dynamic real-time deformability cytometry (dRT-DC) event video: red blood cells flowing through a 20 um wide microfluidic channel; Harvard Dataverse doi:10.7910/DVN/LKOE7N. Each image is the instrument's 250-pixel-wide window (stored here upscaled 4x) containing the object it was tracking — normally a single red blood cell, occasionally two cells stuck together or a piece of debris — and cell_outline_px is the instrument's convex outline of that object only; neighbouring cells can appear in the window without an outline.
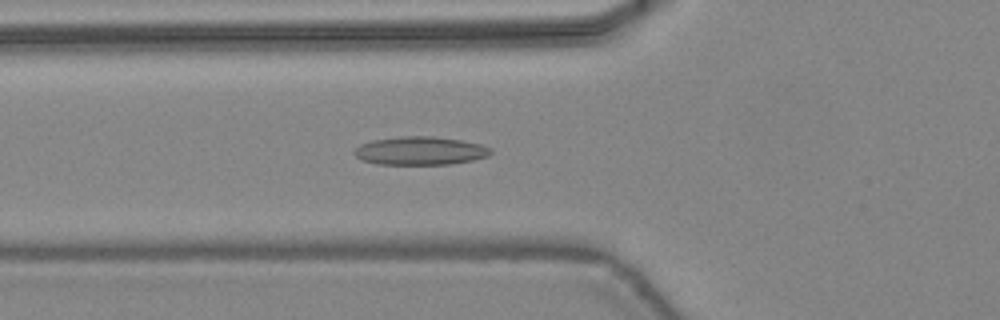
{"species": "common noctule bat (a hibernating species)", "species_latin": "Nyctalus noctula", "temperature_condition": "warm", "stored_images_in_passage": 46, "camera_frame_rate_fps": 3000, "um_per_image_px": 0.085, "animal": {"sex": "female", "body_mass_g": 24.6, "forearm_length_mm": 56.2}, "frame": {"image": 1, "passage_image": 17, "time_ms": 5.333, "image_size_px": [1000, 320], "cell_outline_px": [[492, 152], [488, 156], [472, 160], [448, 164], [376, 164], [360, 160], [352, 152], [360, 144], [372, 140], [400, 136], [432, 136], [460, 140], [480, 144], [492, 148]], "centroid_in_image_um": [35.68, 12.81], "position_along_channel_um": 90.1, "area_um2": 22.54}}
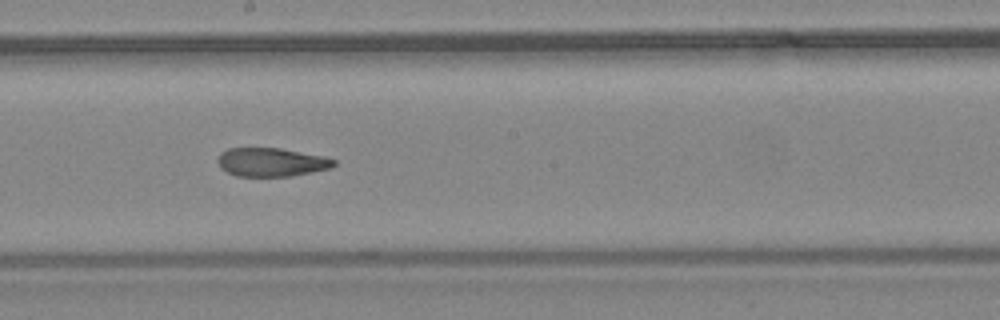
{"frame": {"image": 2, "passage_image": 26, "time_ms": 8.333, "image_size_px": [1000, 320], "cell_outline_px": [[336, 164], [332, 168], [288, 176], [236, 176], [220, 168], [216, 160], [220, 152], [228, 148], [280, 148], [324, 156], [336, 160]], "centroid_in_image_um": [23.04, 13.77], "position_along_channel_um": 225.2, "area_um2": 19.42}}
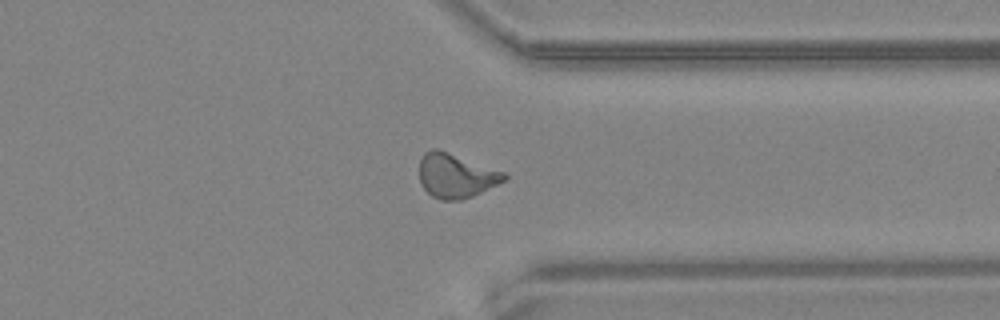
{"frame": {"image": 3, "passage_image": 36, "time_ms": 11.667, "image_size_px": [1000, 320], "cell_outline_px": [[508, 180], [472, 196], [460, 200], [440, 200], [432, 196], [420, 184], [420, 160], [424, 152], [432, 148], [436, 148], [448, 152], [504, 172], [508, 176]], "centroid_in_image_um": [38.75, 14.94], "position_along_channel_um": 372.6, "area_um2": 21.85}, "authors_computed_cell_mechanics": {"area_um2": 21.0392, "velocity_mm_per_s": 4.4698, "shape_relaxation_time_tau1_ms": 10.1679, "shape_relaxation_time_tau2_ms": 1.9925, "deformation_change_tau1": 0.2731, "deformation_change_tau2": 0.0836}}